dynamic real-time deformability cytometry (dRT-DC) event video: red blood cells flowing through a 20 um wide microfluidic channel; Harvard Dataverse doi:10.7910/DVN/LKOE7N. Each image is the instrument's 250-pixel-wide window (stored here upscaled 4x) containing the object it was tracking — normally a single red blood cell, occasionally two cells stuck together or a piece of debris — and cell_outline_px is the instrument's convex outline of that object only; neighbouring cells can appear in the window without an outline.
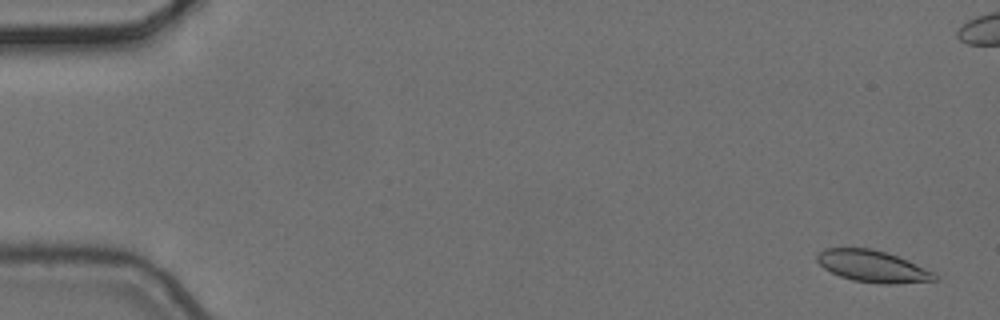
{"species": "common noctule bat (a hibernating species)", "species_latin": "Nyctalus noctula", "temperature_condition": "cold", "stored_images_in_passage": 6, "camera_frame_rate_fps": 3000, "um_per_image_px": 0.085, "animal": {"sex": "female", "body_mass_g": 24.6, "forearm_length_mm": 56.2}, "frame": {"image": 1, "passage_image": 1, "time_ms": 0.0, "image_size_px": [1000, 320], "cell_outline_px": [[940, 280], [896, 284], [884, 284], [852, 280], [840, 276], [824, 268], [816, 260], [816, 256], [820, 252], [828, 248], [868, 248], [884, 252], [896, 256], [936, 272], [940, 276]], "centroid_in_image_um": [74.24, 22.66], "position_along_channel_um": 10.8, "area_um2": 21.68}}
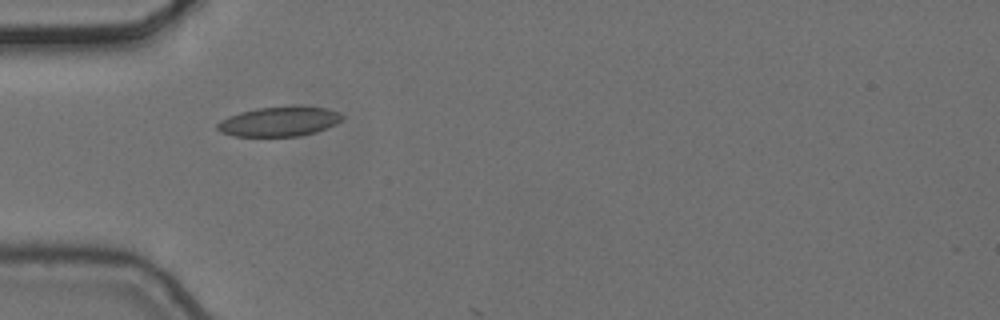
{"frame": {"image": 2, "passage_image": 6, "time_ms": 1.667, "image_size_px": [1000, 320], "cell_outline_px": [[344, 116], [336, 124], [316, 132], [300, 136], [236, 136], [220, 132], [216, 128], [216, 124], [220, 120], [228, 116], [240, 112], [256, 108], [292, 104], [324, 108], [340, 112]], "centroid_in_image_um": [23.73, 10.3], "position_along_channel_um": 61.3, "area_um2": 22.02}}